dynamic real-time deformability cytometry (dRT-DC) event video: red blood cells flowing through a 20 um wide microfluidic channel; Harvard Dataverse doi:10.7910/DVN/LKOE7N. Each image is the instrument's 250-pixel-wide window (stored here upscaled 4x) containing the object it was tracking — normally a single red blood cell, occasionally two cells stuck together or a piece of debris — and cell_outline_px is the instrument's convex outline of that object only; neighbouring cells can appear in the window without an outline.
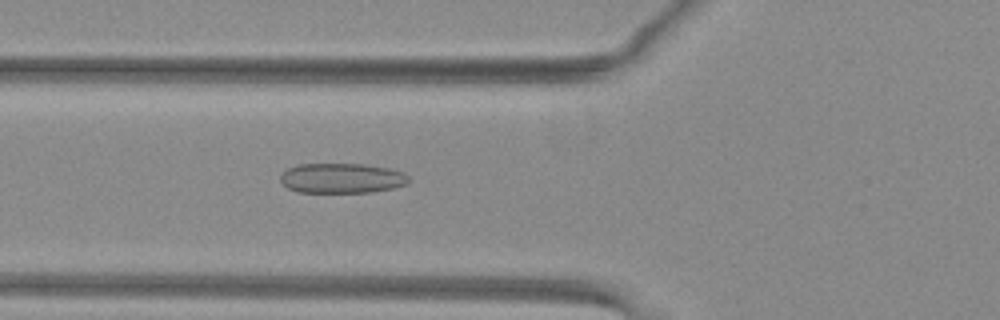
{"species": "common noctule bat (a hibernating species)", "species_latin": "Nyctalus noctula", "temperature_condition": "warm", "stored_images_in_passage": 53, "camera_frame_rate_fps": 3000, "um_per_image_px": 0.085, "animal": {"sex": "female", "body_mass_g": 29.2, "forearm_length_mm": 56.3}, "frame": {"image": 1, "passage_image": 21, "time_ms": 6.667, "image_size_px": [1000, 320], "cell_outline_px": [[408, 184], [396, 188], [372, 192], [296, 192], [288, 188], [280, 180], [280, 176], [288, 168], [296, 164], [364, 164], [388, 168], [404, 172], [408, 176]], "centroid_in_image_um": [29.07, 15.15], "position_along_channel_um": 96.7, "area_um2": 22.54}}
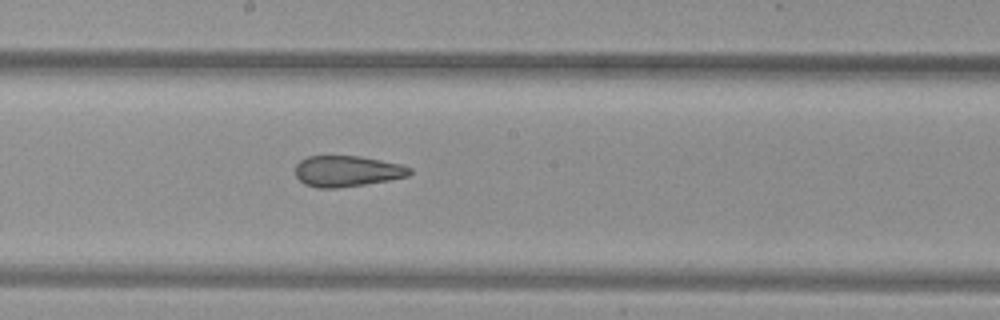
{"frame": {"image": 2, "passage_image": 30, "time_ms": 9.667, "image_size_px": [1000, 320], "cell_outline_px": [[412, 172], [408, 176], [388, 180], [364, 184], [336, 188], [316, 188], [304, 184], [296, 176], [296, 164], [300, 160], [308, 156], [360, 156], [404, 164], [412, 168]], "centroid_in_image_um": [29.52, 14.54], "position_along_channel_um": 218.7, "area_um2": 20.75}}
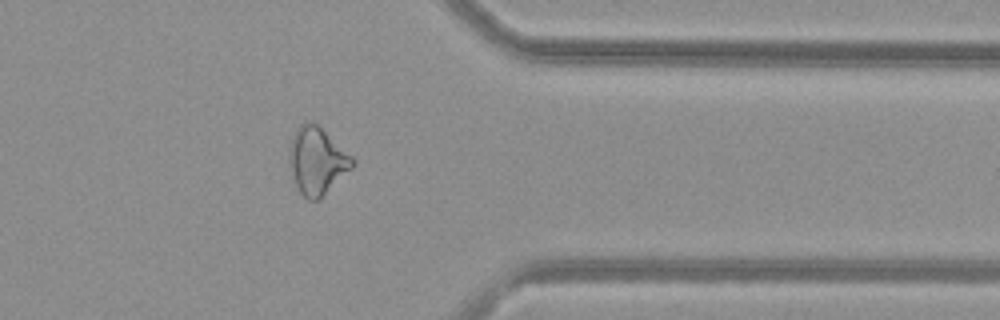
{"frame": {"image": 3, "passage_image": 43, "time_ms": 14.0, "image_size_px": [1000, 320], "cell_outline_px": [[356, 164], [320, 200], [308, 200], [300, 192], [296, 184], [288, 164], [288, 148], [292, 136], [300, 124], [304, 120], [312, 120], [352, 156], [356, 160]], "centroid_in_image_um": [26.93, 13.66], "position_along_channel_um": 384.5, "area_um2": 24.97}, "authors_computed_cell_mechanics": {"area_um2": 25.3742, "velocity_mm_per_s": 4.0554, "shape_relaxation_time_tau1_ms": null, "shape_relaxation_time_tau2_ms": 1.8547, "deformation_change_tau1": null, "deformation_change_tau2": 0.0971}}